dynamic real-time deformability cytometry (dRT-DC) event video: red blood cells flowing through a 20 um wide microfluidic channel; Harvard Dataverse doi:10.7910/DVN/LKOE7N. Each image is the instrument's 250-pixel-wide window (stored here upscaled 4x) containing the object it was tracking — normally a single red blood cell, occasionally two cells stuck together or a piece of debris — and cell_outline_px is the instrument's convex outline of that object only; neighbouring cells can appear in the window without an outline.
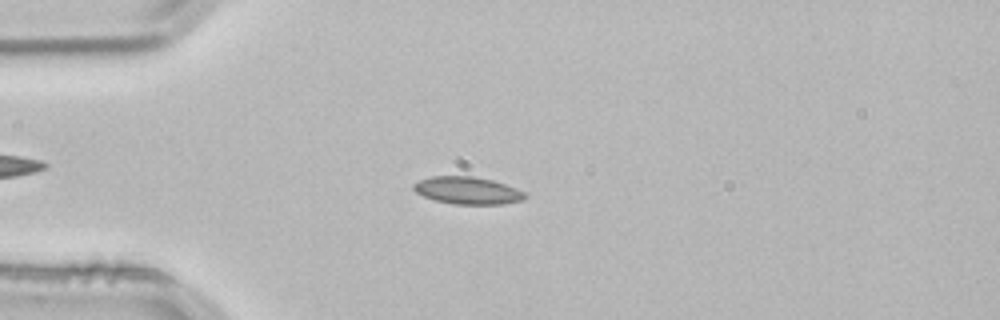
{"species": "common noctule bat (a hibernating species)", "species_latin": "Nyctalus noctula", "temperature_condition": "room temperature", "stored_images_in_passage": 46, "camera_frame_rate_fps": 3000, "um_per_image_px": 0.085, "animal": {"sex": "male", "body_mass_g": 21.5, "forearm_length_mm": 52.0}, "frame": {"image": 1, "passage_image": 14, "time_ms": 4.333, "image_size_px": [1000, 320], "cell_outline_px": [[528, 196], [524, 200], [504, 204], [452, 204], [436, 200], [424, 196], [416, 192], [412, 188], [412, 184], [420, 180], [432, 176], [472, 176], [492, 180], [516, 188], [524, 192]], "centroid_in_image_um": [39.75, 16.19], "position_along_channel_um": 45.2, "area_um2": 17.74}}
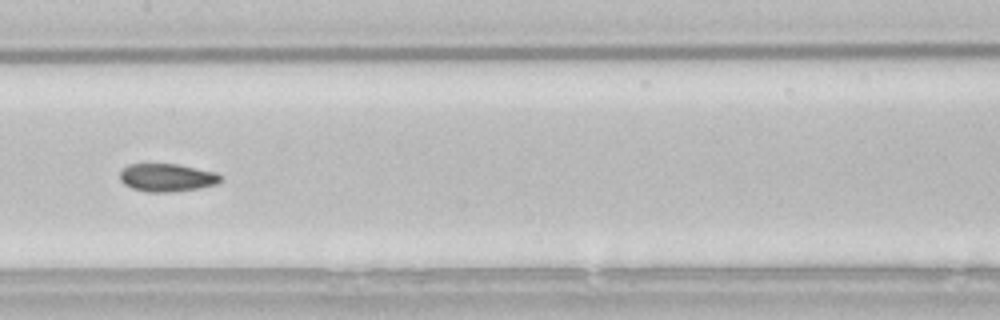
{"frame": {"image": 2, "passage_image": 27, "time_ms": 8.667, "image_size_px": [1000, 320], "cell_outline_px": [[224, 180], [216, 184], [200, 188], [176, 192], [148, 192], [132, 188], [124, 184], [120, 180], [120, 172], [128, 164], [176, 164], [216, 172]], "centroid_in_image_um": [14.21, 15.1], "position_along_channel_um": 193.2, "area_um2": 16.47}}
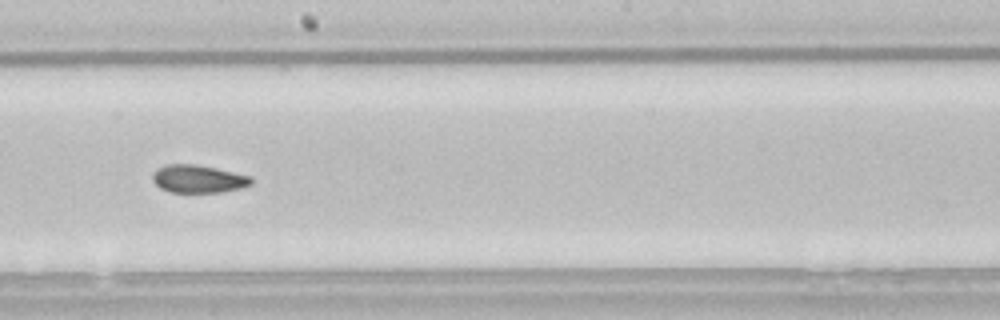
{"frame": {"image": 3, "passage_image": 30, "time_ms": 9.667, "image_size_px": [1000, 320], "cell_outline_px": [[252, 184], [240, 188], [220, 192], [168, 192], [160, 188], [152, 180], [152, 176], [156, 168], [168, 164], [196, 164], [216, 168], [252, 176]], "centroid_in_image_um": [16.84, 15.2], "position_along_channel_um": 231.4, "area_um2": 16.07}, "authors_computed_cell_mechanics": {"area_um2": 16.5886, "velocity_mm_per_s": 3.8183, "shape_relaxation_time_tau1_ms": 4.6061, "shape_relaxation_time_tau2_ms": 5.2992, "deformation_change_tau1": 0.1125, "deformation_change_tau2": 0.0948}}